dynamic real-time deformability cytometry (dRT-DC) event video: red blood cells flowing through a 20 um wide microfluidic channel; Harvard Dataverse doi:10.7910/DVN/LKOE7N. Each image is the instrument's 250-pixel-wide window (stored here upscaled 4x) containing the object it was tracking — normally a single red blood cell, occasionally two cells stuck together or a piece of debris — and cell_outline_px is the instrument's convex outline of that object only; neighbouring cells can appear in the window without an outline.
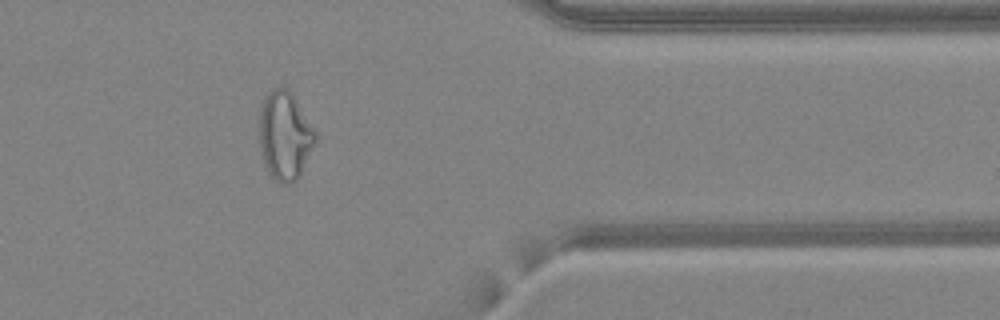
{"species": "common noctule bat (a hibernating species)", "species_latin": "Nyctalus noctula", "temperature_condition": "warm", "stored_images_in_passage": 33, "camera_frame_rate_fps": 3000, "um_per_image_px": 0.085, "animal": {"sex": "female", "body_mass_g": 24.6, "forearm_length_mm": 56.2}, "frame": {"image": 1, "passage_image": 23, "time_ms": 7.333, "image_size_px": [1000, 320], "cell_outline_px": [[316, 144], [300, 176], [296, 180], [288, 184], [280, 184], [268, 172], [260, 156], [260, 108], [264, 96], [272, 88], [288, 88], [316, 132]], "centroid_in_image_um": [24.21, 11.56], "position_along_channel_um": 387.2, "area_um2": 29.02}}